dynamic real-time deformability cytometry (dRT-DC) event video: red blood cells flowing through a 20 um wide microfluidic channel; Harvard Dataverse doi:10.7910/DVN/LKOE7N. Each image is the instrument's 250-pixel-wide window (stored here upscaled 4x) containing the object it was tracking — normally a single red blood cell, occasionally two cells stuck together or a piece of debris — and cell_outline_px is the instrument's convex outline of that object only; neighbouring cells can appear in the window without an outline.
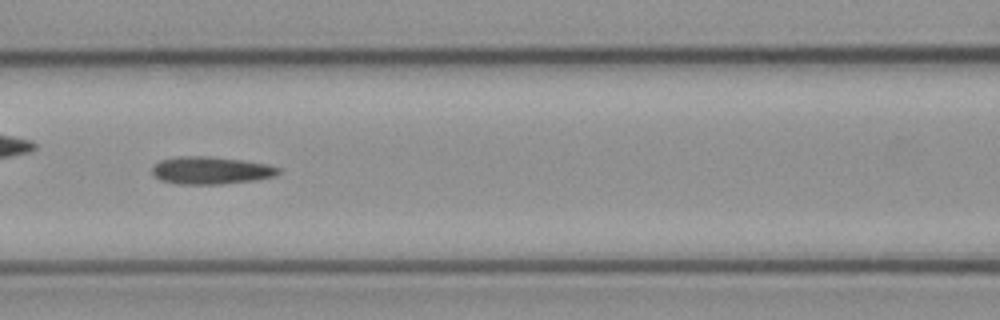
{"species": "common noctule bat (a hibernating species)", "species_latin": "Nyctalus noctula", "temperature_condition": "cold", "stored_images_in_passage": 51, "camera_frame_rate_fps": 3000, "um_per_image_px": 0.085, "animal": {"sex": "female", "body_mass_g": 21.9}, "frame": {"image": 1, "passage_image": 22, "time_ms": 7.0, "image_size_px": [1000, 320], "cell_outline_px": [[280, 172], [276, 176], [260, 180], [220, 184], [176, 184], [160, 180], [152, 176], [152, 164], [160, 160], [176, 156], [208, 156], [240, 160], [268, 164], [280, 168]], "centroid_in_image_um": [17.9, 14.49], "position_along_channel_um": 148.7, "area_um2": 20.63}}
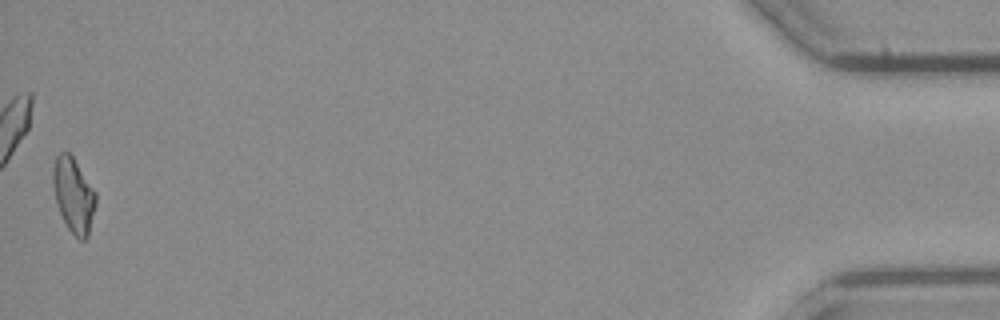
{"frame": {"image": 2, "passage_image": 51, "time_ms": 16.667, "image_size_px": [1000, 320], "cell_outline_px": [[96, 204], [88, 236], [84, 240], [80, 240], [68, 228], [60, 212], [56, 200], [52, 180], [52, 168], [56, 156], [60, 152], [68, 152], [72, 156], [96, 192]], "centroid_in_image_um": [6.25, 16.57], "position_along_channel_um": 428.9, "area_um2": 18.44}}